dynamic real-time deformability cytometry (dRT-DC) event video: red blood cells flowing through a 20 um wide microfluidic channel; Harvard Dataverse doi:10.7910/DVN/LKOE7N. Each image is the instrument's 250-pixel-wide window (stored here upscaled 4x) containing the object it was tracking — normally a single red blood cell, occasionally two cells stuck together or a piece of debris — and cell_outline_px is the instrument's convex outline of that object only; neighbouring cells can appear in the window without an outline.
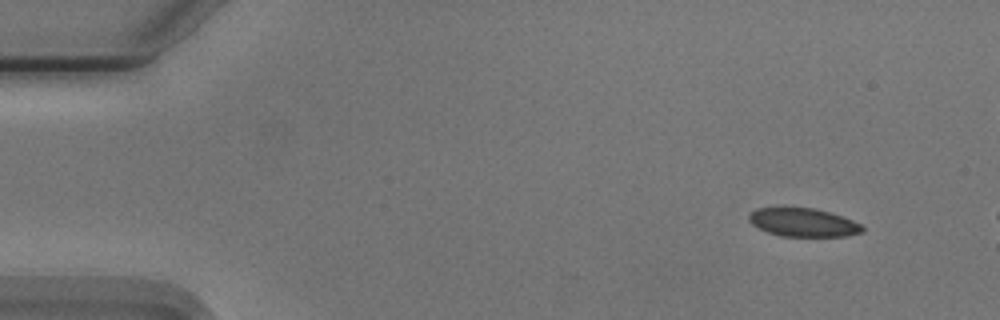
{"species": "Egyptian fruit bat (a non-hibernating species)", "species_latin": "Rousettus aegyptiacus", "temperature_condition": "cold", "stored_images_in_passage": 8, "camera_frame_rate_fps": 3000, "um_per_image_px": 0.085, "animal": {"sex": "male"}, "frame": {"image": 1, "passage_image": 4, "time_ms": 1.0, "image_size_px": [1000, 320], "cell_outline_px": [[864, 232], [844, 236], [780, 236], [768, 232], [752, 224], [748, 220], [748, 216], [756, 208], [816, 208], [852, 220], [860, 224], [864, 228]], "centroid_in_image_um": [68.27, 18.91], "position_along_channel_um": 16.7, "area_um2": 18.55}}